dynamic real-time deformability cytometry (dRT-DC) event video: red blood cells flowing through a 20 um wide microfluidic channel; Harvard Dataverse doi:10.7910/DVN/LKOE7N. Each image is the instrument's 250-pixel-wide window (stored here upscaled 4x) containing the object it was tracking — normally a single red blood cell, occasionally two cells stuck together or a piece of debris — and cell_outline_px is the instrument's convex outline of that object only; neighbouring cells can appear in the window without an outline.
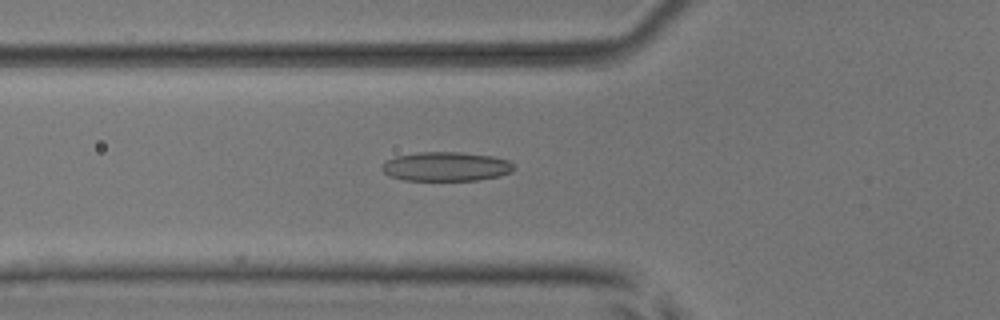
{"species": "common noctule bat (a hibernating species)", "species_latin": "Nyctalus noctula", "temperature_condition": "room temperature", "stored_images_in_passage": 20, "camera_frame_rate_fps": 3000, "um_per_image_px": 0.085, "animal": {"sex": "male", "body_mass_g": 17.9, "forearm_length_mm": 54.2}, "frame": {"image": 1, "passage_image": 20, "time_ms": 6.333, "image_size_px": [1000, 320], "cell_outline_px": [[516, 168], [512, 172], [500, 176], [476, 180], [404, 180], [388, 176], [380, 168], [388, 160], [396, 156], [420, 152], [460, 152], [492, 156], [508, 160]], "centroid_in_image_um": [37.93, 14.16], "position_along_channel_um": 87.9, "area_um2": 22.43}}